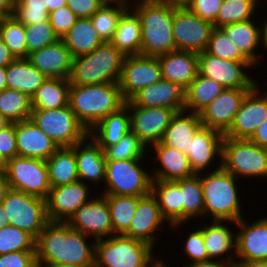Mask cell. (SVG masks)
Returning <instances> with one entry per match:
<instances>
[{
    "label": "cell",
    "instance_id": "obj_19",
    "mask_svg": "<svg viewBox=\"0 0 267 267\" xmlns=\"http://www.w3.org/2000/svg\"><path fill=\"white\" fill-rule=\"evenodd\" d=\"M257 84L247 93L239 110L235 114L230 128L224 137L249 139L257 127L267 120V96L258 97ZM267 95V94H266Z\"/></svg>",
    "mask_w": 267,
    "mask_h": 267
},
{
    "label": "cell",
    "instance_id": "obj_56",
    "mask_svg": "<svg viewBox=\"0 0 267 267\" xmlns=\"http://www.w3.org/2000/svg\"><path fill=\"white\" fill-rule=\"evenodd\" d=\"M103 5L100 0H67V6L78 18H90Z\"/></svg>",
    "mask_w": 267,
    "mask_h": 267
},
{
    "label": "cell",
    "instance_id": "obj_28",
    "mask_svg": "<svg viewBox=\"0 0 267 267\" xmlns=\"http://www.w3.org/2000/svg\"><path fill=\"white\" fill-rule=\"evenodd\" d=\"M46 79L27 58H16L6 67L7 88L18 90L31 98Z\"/></svg>",
    "mask_w": 267,
    "mask_h": 267
},
{
    "label": "cell",
    "instance_id": "obj_62",
    "mask_svg": "<svg viewBox=\"0 0 267 267\" xmlns=\"http://www.w3.org/2000/svg\"><path fill=\"white\" fill-rule=\"evenodd\" d=\"M10 190L8 181L5 175H0V204L5 200L7 192Z\"/></svg>",
    "mask_w": 267,
    "mask_h": 267
},
{
    "label": "cell",
    "instance_id": "obj_43",
    "mask_svg": "<svg viewBox=\"0 0 267 267\" xmlns=\"http://www.w3.org/2000/svg\"><path fill=\"white\" fill-rule=\"evenodd\" d=\"M0 38L15 58L29 57L25 41V25L14 15L0 18Z\"/></svg>",
    "mask_w": 267,
    "mask_h": 267
},
{
    "label": "cell",
    "instance_id": "obj_34",
    "mask_svg": "<svg viewBox=\"0 0 267 267\" xmlns=\"http://www.w3.org/2000/svg\"><path fill=\"white\" fill-rule=\"evenodd\" d=\"M129 111L125 104L118 111L107 115L92 129L98 128L97 133L88 136L93 137V140L103 149V151L111 145L116 144L124 135L130 131V115H125Z\"/></svg>",
    "mask_w": 267,
    "mask_h": 267
},
{
    "label": "cell",
    "instance_id": "obj_33",
    "mask_svg": "<svg viewBox=\"0 0 267 267\" xmlns=\"http://www.w3.org/2000/svg\"><path fill=\"white\" fill-rule=\"evenodd\" d=\"M61 39L73 58L90 53L104 43L90 18H79Z\"/></svg>",
    "mask_w": 267,
    "mask_h": 267
},
{
    "label": "cell",
    "instance_id": "obj_66",
    "mask_svg": "<svg viewBox=\"0 0 267 267\" xmlns=\"http://www.w3.org/2000/svg\"><path fill=\"white\" fill-rule=\"evenodd\" d=\"M8 225V218L5 214V209L2 204H0V229Z\"/></svg>",
    "mask_w": 267,
    "mask_h": 267
},
{
    "label": "cell",
    "instance_id": "obj_57",
    "mask_svg": "<svg viewBox=\"0 0 267 267\" xmlns=\"http://www.w3.org/2000/svg\"><path fill=\"white\" fill-rule=\"evenodd\" d=\"M248 140L260 147L267 148V120L257 127L253 135Z\"/></svg>",
    "mask_w": 267,
    "mask_h": 267
},
{
    "label": "cell",
    "instance_id": "obj_60",
    "mask_svg": "<svg viewBox=\"0 0 267 267\" xmlns=\"http://www.w3.org/2000/svg\"><path fill=\"white\" fill-rule=\"evenodd\" d=\"M15 0H0V18L14 15Z\"/></svg>",
    "mask_w": 267,
    "mask_h": 267
},
{
    "label": "cell",
    "instance_id": "obj_44",
    "mask_svg": "<svg viewBox=\"0 0 267 267\" xmlns=\"http://www.w3.org/2000/svg\"><path fill=\"white\" fill-rule=\"evenodd\" d=\"M257 0H223L213 26L221 28L224 25L250 20Z\"/></svg>",
    "mask_w": 267,
    "mask_h": 267
},
{
    "label": "cell",
    "instance_id": "obj_68",
    "mask_svg": "<svg viewBox=\"0 0 267 267\" xmlns=\"http://www.w3.org/2000/svg\"><path fill=\"white\" fill-rule=\"evenodd\" d=\"M157 1L173 4L176 6H185L190 0H157Z\"/></svg>",
    "mask_w": 267,
    "mask_h": 267
},
{
    "label": "cell",
    "instance_id": "obj_15",
    "mask_svg": "<svg viewBox=\"0 0 267 267\" xmlns=\"http://www.w3.org/2000/svg\"><path fill=\"white\" fill-rule=\"evenodd\" d=\"M251 89L224 88L213 101L198 113L202 126L216 129L224 134L232 125L235 114Z\"/></svg>",
    "mask_w": 267,
    "mask_h": 267
},
{
    "label": "cell",
    "instance_id": "obj_3",
    "mask_svg": "<svg viewBox=\"0 0 267 267\" xmlns=\"http://www.w3.org/2000/svg\"><path fill=\"white\" fill-rule=\"evenodd\" d=\"M176 7L157 0H143L134 9L142 28L141 55L158 56L176 50L172 25Z\"/></svg>",
    "mask_w": 267,
    "mask_h": 267
},
{
    "label": "cell",
    "instance_id": "obj_16",
    "mask_svg": "<svg viewBox=\"0 0 267 267\" xmlns=\"http://www.w3.org/2000/svg\"><path fill=\"white\" fill-rule=\"evenodd\" d=\"M133 110L130 115V131L146 145L158 143L176 114V110L163 107H141L127 105Z\"/></svg>",
    "mask_w": 267,
    "mask_h": 267
},
{
    "label": "cell",
    "instance_id": "obj_63",
    "mask_svg": "<svg viewBox=\"0 0 267 267\" xmlns=\"http://www.w3.org/2000/svg\"><path fill=\"white\" fill-rule=\"evenodd\" d=\"M43 263L44 266H43ZM36 262V267H95V265H67L58 263H48V262Z\"/></svg>",
    "mask_w": 267,
    "mask_h": 267
},
{
    "label": "cell",
    "instance_id": "obj_39",
    "mask_svg": "<svg viewBox=\"0 0 267 267\" xmlns=\"http://www.w3.org/2000/svg\"><path fill=\"white\" fill-rule=\"evenodd\" d=\"M104 196L107 198L114 233L124 235L128 231L136 212L139 197L128 195Z\"/></svg>",
    "mask_w": 267,
    "mask_h": 267
},
{
    "label": "cell",
    "instance_id": "obj_45",
    "mask_svg": "<svg viewBox=\"0 0 267 267\" xmlns=\"http://www.w3.org/2000/svg\"><path fill=\"white\" fill-rule=\"evenodd\" d=\"M17 251H36V239L12 225L0 229V255Z\"/></svg>",
    "mask_w": 267,
    "mask_h": 267
},
{
    "label": "cell",
    "instance_id": "obj_69",
    "mask_svg": "<svg viewBox=\"0 0 267 267\" xmlns=\"http://www.w3.org/2000/svg\"><path fill=\"white\" fill-rule=\"evenodd\" d=\"M11 122L0 113V131L9 126Z\"/></svg>",
    "mask_w": 267,
    "mask_h": 267
},
{
    "label": "cell",
    "instance_id": "obj_22",
    "mask_svg": "<svg viewBox=\"0 0 267 267\" xmlns=\"http://www.w3.org/2000/svg\"><path fill=\"white\" fill-rule=\"evenodd\" d=\"M27 59L47 78L69 79L73 56L62 39L29 53Z\"/></svg>",
    "mask_w": 267,
    "mask_h": 267
},
{
    "label": "cell",
    "instance_id": "obj_59",
    "mask_svg": "<svg viewBox=\"0 0 267 267\" xmlns=\"http://www.w3.org/2000/svg\"><path fill=\"white\" fill-rule=\"evenodd\" d=\"M232 259L233 258L230 257L225 262H219V263L215 262V261H211V259H210L207 261L191 263V265L188 267H233L234 263L232 261H230Z\"/></svg>",
    "mask_w": 267,
    "mask_h": 267
},
{
    "label": "cell",
    "instance_id": "obj_42",
    "mask_svg": "<svg viewBox=\"0 0 267 267\" xmlns=\"http://www.w3.org/2000/svg\"><path fill=\"white\" fill-rule=\"evenodd\" d=\"M202 233L209 259L218 257L231 250V248H234L236 253V236L234 240L229 228L222 225L221 221L214 220L211 226L202 229Z\"/></svg>",
    "mask_w": 267,
    "mask_h": 267
},
{
    "label": "cell",
    "instance_id": "obj_61",
    "mask_svg": "<svg viewBox=\"0 0 267 267\" xmlns=\"http://www.w3.org/2000/svg\"><path fill=\"white\" fill-rule=\"evenodd\" d=\"M233 267H267V260L242 259L239 263L234 262Z\"/></svg>",
    "mask_w": 267,
    "mask_h": 267
},
{
    "label": "cell",
    "instance_id": "obj_65",
    "mask_svg": "<svg viewBox=\"0 0 267 267\" xmlns=\"http://www.w3.org/2000/svg\"><path fill=\"white\" fill-rule=\"evenodd\" d=\"M6 88V67H0V92Z\"/></svg>",
    "mask_w": 267,
    "mask_h": 267
},
{
    "label": "cell",
    "instance_id": "obj_64",
    "mask_svg": "<svg viewBox=\"0 0 267 267\" xmlns=\"http://www.w3.org/2000/svg\"><path fill=\"white\" fill-rule=\"evenodd\" d=\"M67 5V0H49V13Z\"/></svg>",
    "mask_w": 267,
    "mask_h": 267
},
{
    "label": "cell",
    "instance_id": "obj_40",
    "mask_svg": "<svg viewBox=\"0 0 267 267\" xmlns=\"http://www.w3.org/2000/svg\"><path fill=\"white\" fill-rule=\"evenodd\" d=\"M32 111V99L27 94L10 88L0 92V113L11 123L30 119Z\"/></svg>",
    "mask_w": 267,
    "mask_h": 267
},
{
    "label": "cell",
    "instance_id": "obj_17",
    "mask_svg": "<svg viewBox=\"0 0 267 267\" xmlns=\"http://www.w3.org/2000/svg\"><path fill=\"white\" fill-rule=\"evenodd\" d=\"M67 224L85 235H94L96 241L101 240L103 236H108V234L115 235L105 196L83 204L67 221Z\"/></svg>",
    "mask_w": 267,
    "mask_h": 267
},
{
    "label": "cell",
    "instance_id": "obj_46",
    "mask_svg": "<svg viewBox=\"0 0 267 267\" xmlns=\"http://www.w3.org/2000/svg\"><path fill=\"white\" fill-rule=\"evenodd\" d=\"M127 9L126 5H117V8L103 5L90 17L93 27L104 42L112 39L118 21Z\"/></svg>",
    "mask_w": 267,
    "mask_h": 267
},
{
    "label": "cell",
    "instance_id": "obj_71",
    "mask_svg": "<svg viewBox=\"0 0 267 267\" xmlns=\"http://www.w3.org/2000/svg\"><path fill=\"white\" fill-rule=\"evenodd\" d=\"M104 5H109L110 2L112 4V2L116 3L117 5H126V1L125 0H100Z\"/></svg>",
    "mask_w": 267,
    "mask_h": 267
},
{
    "label": "cell",
    "instance_id": "obj_11",
    "mask_svg": "<svg viewBox=\"0 0 267 267\" xmlns=\"http://www.w3.org/2000/svg\"><path fill=\"white\" fill-rule=\"evenodd\" d=\"M142 159L114 160L106 163L108 190L105 195H128L143 197L151 193L150 177L138 166Z\"/></svg>",
    "mask_w": 267,
    "mask_h": 267
},
{
    "label": "cell",
    "instance_id": "obj_2",
    "mask_svg": "<svg viewBox=\"0 0 267 267\" xmlns=\"http://www.w3.org/2000/svg\"><path fill=\"white\" fill-rule=\"evenodd\" d=\"M126 103L118 83L70 85L68 105L90 132L107 115Z\"/></svg>",
    "mask_w": 267,
    "mask_h": 267
},
{
    "label": "cell",
    "instance_id": "obj_8",
    "mask_svg": "<svg viewBox=\"0 0 267 267\" xmlns=\"http://www.w3.org/2000/svg\"><path fill=\"white\" fill-rule=\"evenodd\" d=\"M30 119L59 147H72L89 135L69 105L58 109H33Z\"/></svg>",
    "mask_w": 267,
    "mask_h": 267
},
{
    "label": "cell",
    "instance_id": "obj_70",
    "mask_svg": "<svg viewBox=\"0 0 267 267\" xmlns=\"http://www.w3.org/2000/svg\"><path fill=\"white\" fill-rule=\"evenodd\" d=\"M262 34H261V39H262V43H264L265 47L267 48V21L264 25V28L261 30Z\"/></svg>",
    "mask_w": 267,
    "mask_h": 267
},
{
    "label": "cell",
    "instance_id": "obj_52",
    "mask_svg": "<svg viewBox=\"0 0 267 267\" xmlns=\"http://www.w3.org/2000/svg\"><path fill=\"white\" fill-rule=\"evenodd\" d=\"M223 0H190L185 6L201 19L214 22Z\"/></svg>",
    "mask_w": 267,
    "mask_h": 267
},
{
    "label": "cell",
    "instance_id": "obj_51",
    "mask_svg": "<svg viewBox=\"0 0 267 267\" xmlns=\"http://www.w3.org/2000/svg\"><path fill=\"white\" fill-rule=\"evenodd\" d=\"M79 18L69 9L63 6L49 13V22L54 33L61 39Z\"/></svg>",
    "mask_w": 267,
    "mask_h": 267
},
{
    "label": "cell",
    "instance_id": "obj_32",
    "mask_svg": "<svg viewBox=\"0 0 267 267\" xmlns=\"http://www.w3.org/2000/svg\"><path fill=\"white\" fill-rule=\"evenodd\" d=\"M151 192L158 201L163 218L170 221L171 225L181 224L180 179L176 181L153 180Z\"/></svg>",
    "mask_w": 267,
    "mask_h": 267
},
{
    "label": "cell",
    "instance_id": "obj_23",
    "mask_svg": "<svg viewBox=\"0 0 267 267\" xmlns=\"http://www.w3.org/2000/svg\"><path fill=\"white\" fill-rule=\"evenodd\" d=\"M161 66L162 78L186 90L198 75V53L172 51L156 56Z\"/></svg>",
    "mask_w": 267,
    "mask_h": 267
},
{
    "label": "cell",
    "instance_id": "obj_30",
    "mask_svg": "<svg viewBox=\"0 0 267 267\" xmlns=\"http://www.w3.org/2000/svg\"><path fill=\"white\" fill-rule=\"evenodd\" d=\"M83 141L72 146L75 150L79 180L90 179L98 182L104 179L105 181L107 161L103 149L93 139V143L91 142L85 148L80 149Z\"/></svg>",
    "mask_w": 267,
    "mask_h": 267
},
{
    "label": "cell",
    "instance_id": "obj_4",
    "mask_svg": "<svg viewBox=\"0 0 267 267\" xmlns=\"http://www.w3.org/2000/svg\"><path fill=\"white\" fill-rule=\"evenodd\" d=\"M125 55L110 42L92 52L73 58L70 85L118 83Z\"/></svg>",
    "mask_w": 267,
    "mask_h": 267
},
{
    "label": "cell",
    "instance_id": "obj_6",
    "mask_svg": "<svg viewBox=\"0 0 267 267\" xmlns=\"http://www.w3.org/2000/svg\"><path fill=\"white\" fill-rule=\"evenodd\" d=\"M152 246L144 241L120 235L95 243V267H147Z\"/></svg>",
    "mask_w": 267,
    "mask_h": 267
},
{
    "label": "cell",
    "instance_id": "obj_24",
    "mask_svg": "<svg viewBox=\"0 0 267 267\" xmlns=\"http://www.w3.org/2000/svg\"><path fill=\"white\" fill-rule=\"evenodd\" d=\"M165 220L162 216L156 197L152 192L143 197H139L136 212L131 220L128 231L124 234L126 237L138 239L154 246L155 229Z\"/></svg>",
    "mask_w": 267,
    "mask_h": 267
},
{
    "label": "cell",
    "instance_id": "obj_25",
    "mask_svg": "<svg viewBox=\"0 0 267 267\" xmlns=\"http://www.w3.org/2000/svg\"><path fill=\"white\" fill-rule=\"evenodd\" d=\"M224 134L216 129L201 127L189 145L188 160L195 174L211 163L213 157L219 153L222 157V142Z\"/></svg>",
    "mask_w": 267,
    "mask_h": 267
},
{
    "label": "cell",
    "instance_id": "obj_41",
    "mask_svg": "<svg viewBox=\"0 0 267 267\" xmlns=\"http://www.w3.org/2000/svg\"><path fill=\"white\" fill-rule=\"evenodd\" d=\"M180 198L182 222L190 217L204 214L203 190L198 174L180 179Z\"/></svg>",
    "mask_w": 267,
    "mask_h": 267
},
{
    "label": "cell",
    "instance_id": "obj_13",
    "mask_svg": "<svg viewBox=\"0 0 267 267\" xmlns=\"http://www.w3.org/2000/svg\"><path fill=\"white\" fill-rule=\"evenodd\" d=\"M161 79V66L156 56L129 55L123 61L118 85L123 98L128 101L139 90Z\"/></svg>",
    "mask_w": 267,
    "mask_h": 267
},
{
    "label": "cell",
    "instance_id": "obj_53",
    "mask_svg": "<svg viewBox=\"0 0 267 267\" xmlns=\"http://www.w3.org/2000/svg\"><path fill=\"white\" fill-rule=\"evenodd\" d=\"M185 250L188 257L194 260L193 263L209 260L201 229L190 233L185 245Z\"/></svg>",
    "mask_w": 267,
    "mask_h": 267
},
{
    "label": "cell",
    "instance_id": "obj_38",
    "mask_svg": "<svg viewBox=\"0 0 267 267\" xmlns=\"http://www.w3.org/2000/svg\"><path fill=\"white\" fill-rule=\"evenodd\" d=\"M224 87L211 78H206L198 73L189 87L185 90V111L189 108L194 113H199L213 101Z\"/></svg>",
    "mask_w": 267,
    "mask_h": 267
},
{
    "label": "cell",
    "instance_id": "obj_54",
    "mask_svg": "<svg viewBox=\"0 0 267 267\" xmlns=\"http://www.w3.org/2000/svg\"><path fill=\"white\" fill-rule=\"evenodd\" d=\"M0 267H36V251H17L0 255Z\"/></svg>",
    "mask_w": 267,
    "mask_h": 267
},
{
    "label": "cell",
    "instance_id": "obj_18",
    "mask_svg": "<svg viewBox=\"0 0 267 267\" xmlns=\"http://www.w3.org/2000/svg\"><path fill=\"white\" fill-rule=\"evenodd\" d=\"M87 188V185L80 180L58 187H51L46 198L49 221L67 223L76 210L87 203Z\"/></svg>",
    "mask_w": 267,
    "mask_h": 267
},
{
    "label": "cell",
    "instance_id": "obj_26",
    "mask_svg": "<svg viewBox=\"0 0 267 267\" xmlns=\"http://www.w3.org/2000/svg\"><path fill=\"white\" fill-rule=\"evenodd\" d=\"M242 232L236 235V254L241 259L267 260V218L250 226L243 219L237 221Z\"/></svg>",
    "mask_w": 267,
    "mask_h": 267
},
{
    "label": "cell",
    "instance_id": "obj_67",
    "mask_svg": "<svg viewBox=\"0 0 267 267\" xmlns=\"http://www.w3.org/2000/svg\"><path fill=\"white\" fill-rule=\"evenodd\" d=\"M8 159L0 154V175H5L7 170Z\"/></svg>",
    "mask_w": 267,
    "mask_h": 267
},
{
    "label": "cell",
    "instance_id": "obj_10",
    "mask_svg": "<svg viewBox=\"0 0 267 267\" xmlns=\"http://www.w3.org/2000/svg\"><path fill=\"white\" fill-rule=\"evenodd\" d=\"M10 189L46 199L50 192L45 160L15 156L8 160L5 173Z\"/></svg>",
    "mask_w": 267,
    "mask_h": 267
},
{
    "label": "cell",
    "instance_id": "obj_5",
    "mask_svg": "<svg viewBox=\"0 0 267 267\" xmlns=\"http://www.w3.org/2000/svg\"><path fill=\"white\" fill-rule=\"evenodd\" d=\"M201 178L204 199V214L211 213L214 220L236 223L241 217L240 204L235 186V176L222 165Z\"/></svg>",
    "mask_w": 267,
    "mask_h": 267
},
{
    "label": "cell",
    "instance_id": "obj_58",
    "mask_svg": "<svg viewBox=\"0 0 267 267\" xmlns=\"http://www.w3.org/2000/svg\"><path fill=\"white\" fill-rule=\"evenodd\" d=\"M16 58L11 53L10 49L0 38V67H7L11 64Z\"/></svg>",
    "mask_w": 267,
    "mask_h": 267
},
{
    "label": "cell",
    "instance_id": "obj_55",
    "mask_svg": "<svg viewBox=\"0 0 267 267\" xmlns=\"http://www.w3.org/2000/svg\"><path fill=\"white\" fill-rule=\"evenodd\" d=\"M0 154L8 160L17 156L15 123L0 131Z\"/></svg>",
    "mask_w": 267,
    "mask_h": 267
},
{
    "label": "cell",
    "instance_id": "obj_27",
    "mask_svg": "<svg viewBox=\"0 0 267 267\" xmlns=\"http://www.w3.org/2000/svg\"><path fill=\"white\" fill-rule=\"evenodd\" d=\"M184 111L176 112L171 119L161 142L188 155L189 145L196 132L202 127L198 113L184 116Z\"/></svg>",
    "mask_w": 267,
    "mask_h": 267
},
{
    "label": "cell",
    "instance_id": "obj_20",
    "mask_svg": "<svg viewBox=\"0 0 267 267\" xmlns=\"http://www.w3.org/2000/svg\"><path fill=\"white\" fill-rule=\"evenodd\" d=\"M126 105L141 107H163L177 112L185 111V90L178 84L161 79L134 94Z\"/></svg>",
    "mask_w": 267,
    "mask_h": 267
},
{
    "label": "cell",
    "instance_id": "obj_36",
    "mask_svg": "<svg viewBox=\"0 0 267 267\" xmlns=\"http://www.w3.org/2000/svg\"><path fill=\"white\" fill-rule=\"evenodd\" d=\"M68 79L47 78L32 96L33 109H58L68 105Z\"/></svg>",
    "mask_w": 267,
    "mask_h": 267
},
{
    "label": "cell",
    "instance_id": "obj_29",
    "mask_svg": "<svg viewBox=\"0 0 267 267\" xmlns=\"http://www.w3.org/2000/svg\"><path fill=\"white\" fill-rule=\"evenodd\" d=\"M153 146L164 169L157 171L152 180L176 181L195 175L184 152L164 145L161 141Z\"/></svg>",
    "mask_w": 267,
    "mask_h": 267
},
{
    "label": "cell",
    "instance_id": "obj_48",
    "mask_svg": "<svg viewBox=\"0 0 267 267\" xmlns=\"http://www.w3.org/2000/svg\"><path fill=\"white\" fill-rule=\"evenodd\" d=\"M205 51L223 60L249 61L221 28L212 29Z\"/></svg>",
    "mask_w": 267,
    "mask_h": 267
},
{
    "label": "cell",
    "instance_id": "obj_35",
    "mask_svg": "<svg viewBox=\"0 0 267 267\" xmlns=\"http://www.w3.org/2000/svg\"><path fill=\"white\" fill-rule=\"evenodd\" d=\"M50 187H58L79 180L75 150L60 147L47 160Z\"/></svg>",
    "mask_w": 267,
    "mask_h": 267
},
{
    "label": "cell",
    "instance_id": "obj_49",
    "mask_svg": "<svg viewBox=\"0 0 267 267\" xmlns=\"http://www.w3.org/2000/svg\"><path fill=\"white\" fill-rule=\"evenodd\" d=\"M14 16L25 26L49 21V0H15Z\"/></svg>",
    "mask_w": 267,
    "mask_h": 267
},
{
    "label": "cell",
    "instance_id": "obj_21",
    "mask_svg": "<svg viewBox=\"0 0 267 267\" xmlns=\"http://www.w3.org/2000/svg\"><path fill=\"white\" fill-rule=\"evenodd\" d=\"M17 156L47 160L60 147L31 119L15 123Z\"/></svg>",
    "mask_w": 267,
    "mask_h": 267
},
{
    "label": "cell",
    "instance_id": "obj_14",
    "mask_svg": "<svg viewBox=\"0 0 267 267\" xmlns=\"http://www.w3.org/2000/svg\"><path fill=\"white\" fill-rule=\"evenodd\" d=\"M252 65L250 61L223 60L206 51L198 53V73L224 88H253L256 83L242 71Z\"/></svg>",
    "mask_w": 267,
    "mask_h": 267
},
{
    "label": "cell",
    "instance_id": "obj_72",
    "mask_svg": "<svg viewBox=\"0 0 267 267\" xmlns=\"http://www.w3.org/2000/svg\"><path fill=\"white\" fill-rule=\"evenodd\" d=\"M151 265H153L151 267H166L161 261H158V260L155 261L154 264L151 263Z\"/></svg>",
    "mask_w": 267,
    "mask_h": 267
},
{
    "label": "cell",
    "instance_id": "obj_12",
    "mask_svg": "<svg viewBox=\"0 0 267 267\" xmlns=\"http://www.w3.org/2000/svg\"><path fill=\"white\" fill-rule=\"evenodd\" d=\"M173 37L176 50L201 53L207 48L213 23L201 19L186 6H177L173 16Z\"/></svg>",
    "mask_w": 267,
    "mask_h": 267
},
{
    "label": "cell",
    "instance_id": "obj_7",
    "mask_svg": "<svg viewBox=\"0 0 267 267\" xmlns=\"http://www.w3.org/2000/svg\"><path fill=\"white\" fill-rule=\"evenodd\" d=\"M2 205L8 224L28 232L35 239L50 222L46 199L10 189Z\"/></svg>",
    "mask_w": 267,
    "mask_h": 267
},
{
    "label": "cell",
    "instance_id": "obj_31",
    "mask_svg": "<svg viewBox=\"0 0 267 267\" xmlns=\"http://www.w3.org/2000/svg\"><path fill=\"white\" fill-rule=\"evenodd\" d=\"M125 56L140 55L142 43V28L137 14L126 10L118 21L115 34L109 41Z\"/></svg>",
    "mask_w": 267,
    "mask_h": 267
},
{
    "label": "cell",
    "instance_id": "obj_47",
    "mask_svg": "<svg viewBox=\"0 0 267 267\" xmlns=\"http://www.w3.org/2000/svg\"><path fill=\"white\" fill-rule=\"evenodd\" d=\"M145 144L138 136L129 131L116 144L108 146L104 150L106 161L142 159Z\"/></svg>",
    "mask_w": 267,
    "mask_h": 267
},
{
    "label": "cell",
    "instance_id": "obj_1",
    "mask_svg": "<svg viewBox=\"0 0 267 267\" xmlns=\"http://www.w3.org/2000/svg\"><path fill=\"white\" fill-rule=\"evenodd\" d=\"M85 236L66 222H49L36 239V262L95 265V243L88 247Z\"/></svg>",
    "mask_w": 267,
    "mask_h": 267
},
{
    "label": "cell",
    "instance_id": "obj_37",
    "mask_svg": "<svg viewBox=\"0 0 267 267\" xmlns=\"http://www.w3.org/2000/svg\"><path fill=\"white\" fill-rule=\"evenodd\" d=\"M231 42L237 46L241 53L254 65L258 59L253 53L261 42V30L251 20L227 24L221 27Z\"/></svg>",
    "mask_w": 267,
    "mask_h": 267
},
{
    "label": "cell",
    "instance_id": "obj_50",
    "mask_svg": "<svg viewBox=\"0 0 267 267\" xmlns=\"http://www.w3.org/2000/svg\"><path fill=\"white\" fill-rule=\"evenodd\" d=\"M59 40L49 21L35 22L25 26V41L28 53L42 49Z\"/></svg>",
    "mask_w": 267,
    "mask_h": 267
},
{
    "label": "cell",
    "instance_id": "obj_9",
    "mask_svg": "<svg viewBox=\"0 0 267 267\" xmlns=\"http://www.w3.org/2000/svg\"><path fill=\"white\" fill-rule=\"evenodd\" d=\"M221 158L222 167L236 177L267 176V148L248 139L224 137Z\"/></svg>",
    "mask_w": 267,
    "mask_h": 267
}]
</instances>
